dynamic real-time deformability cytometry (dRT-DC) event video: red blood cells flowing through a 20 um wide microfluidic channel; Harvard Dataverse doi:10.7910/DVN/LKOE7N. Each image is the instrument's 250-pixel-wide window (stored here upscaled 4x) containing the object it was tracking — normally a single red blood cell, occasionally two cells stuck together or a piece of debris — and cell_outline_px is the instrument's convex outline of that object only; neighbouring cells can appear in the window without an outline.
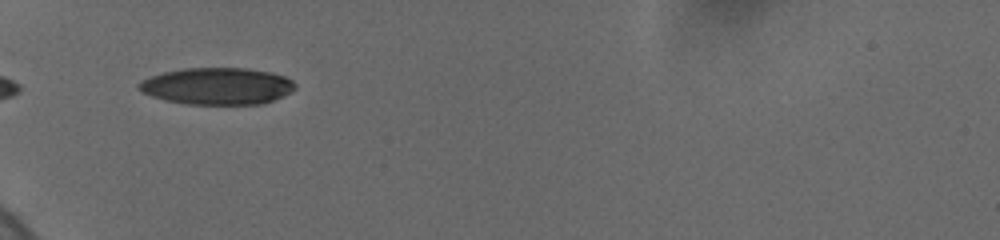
{"species": "human", "species_latin": "Homo sapiens", "temperature_condition": "cold", "stored_images_in_passage": 34, "camera_frame_rate_fps": 3000, "um_per_image_px": 0.085, "donor": {"sex": "female"}, "frame": {"image": 1, "passage_image": 1, "time_ms": 0.0, "image_size_px": [1000, 240], "cell_outline_px": [[296, 88], [272, 100], [260, 104], [188, 104], [164, 100], [140, 92], [136, 88], [136, 84], [140, 80], [164, 72], [184, 68], [244, 68], [272, 72], [284, 76], [292, 80], [296, 84]], "centroid_in_image_um": [18.41, 7.31], "position_along_channel_um": 66.6, "area_um2": 33.58}}
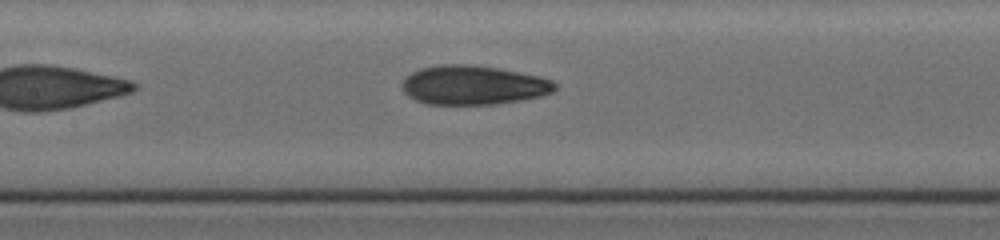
{"frame": {"image": 2, "passage_image": 12, "time_ms": 3.0, "image_size_px": [1000, 240], "cell_outline_px": [[556, 88], [552, 92], [540, 96], [524, 100], [496, 104], [428, 104], [416, 100], [408, 96], [404, 92], [400, 84], [412, 72], [420, 68], [440, 64], [472, 64], [500, 68], [540, 76], [552, 80], [556, 84]], "centroid_in_image_um": [40.24, 7.23], "position_along_channel_um": 167.2, "area_um2": 35.14}}
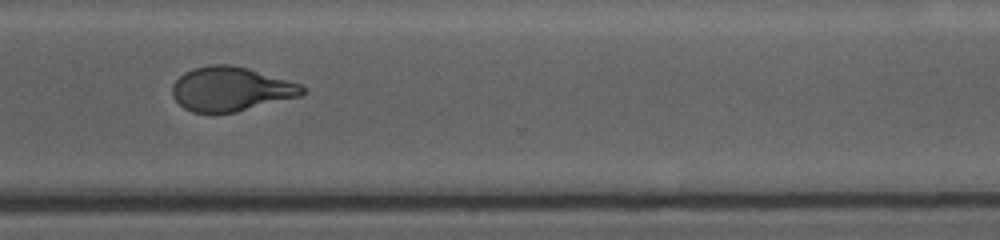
{"frame": {"image": 3, "passage_image": 24, "time_ms": 8.0, "image_size_px": [1000, 240], "cell_outline_px": [[308, 92], [300, 96], [236, 112], [192, 112], [184, 108], [172, 96], [172, 84], [184, 72], [196, 68], [212, 64], [232, 64], [248, 68], [300, 84]], "centroid_in_image_um": [19.62, 7.56], "position_along_channel_um": 351.0, "area_um2": 33.35}, "authors_computed_cell_mechanics": {"area_um2": 35.1424, "velocity_mm_per_s": 3.6997, "shape_relaxation_time_tau1_ms": 6.0523, "shape_relaxation_time_tau2_ms": 1.7419, "deformation_change_tau1": 0.2056, "deformation_change_tau2": 0.0847}}